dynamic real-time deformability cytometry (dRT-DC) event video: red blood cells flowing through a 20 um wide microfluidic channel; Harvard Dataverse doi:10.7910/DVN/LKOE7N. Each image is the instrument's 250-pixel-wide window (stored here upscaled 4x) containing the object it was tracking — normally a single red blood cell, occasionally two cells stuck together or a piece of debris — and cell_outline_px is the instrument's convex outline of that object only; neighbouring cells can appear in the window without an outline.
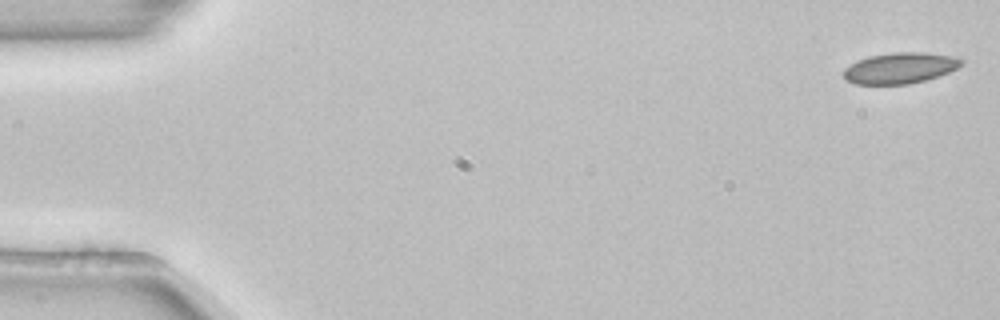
{"species": "common noctule bat (a hibernating species)", "species_latin": "Nyctalus noctula", "temperature_condition": "room temperature", "stored_images_in_passage": 53, "camera_frame_rate_fps": 3000, "um_per_image_px": 0.085, "animal": {"sex": "female", "body_mass_g": 22.7, "forearm_length_mm": 54.2}, "frame": {"image": 1, "passage_image": 1, "time_ms": 0.0, "image_size_px": [1000, 320], "cell_outline_px": [[964, 64], [948, 72], [924, 80], [908, 84], [856, 84], [844, 80], [844, 68], [856, 60], [872, 56], [892, 52], [924, 52], [952, 56], [964, 60]], "centroid_in_image_um": [76.48, 5.78], "position_along_channel_um": 8.5, "area_um2": 21.15}}
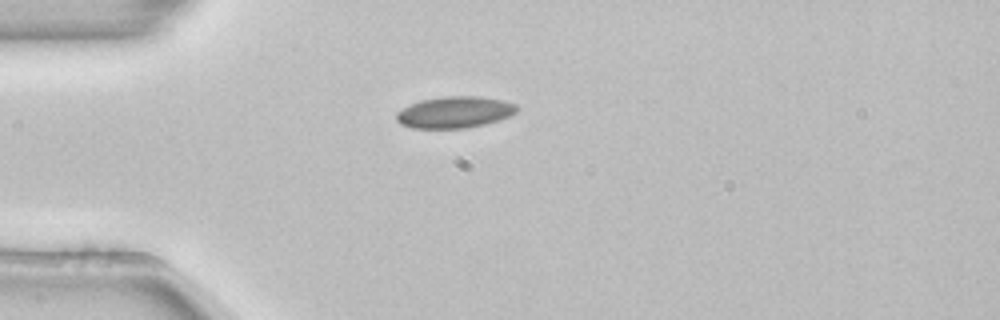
{"frame": {"image": 2, "passage_image": 14, "time_ms": 4.333, "image_size_px": [1000, 320], "cell_outline_px": [[520, 108], [516, 112], [508, 116], [484, 124], [468, 128], [412, 128], [400, 124], [396, 120], [396, 112], [412, 104], [424, 100], [448, 96], [480, 96], [504, 100], [516, 104]], "centroid_in_image_um": [38.67, 9.54], "position_along_channel_um": 46.3, "area_um2": 21.96}}
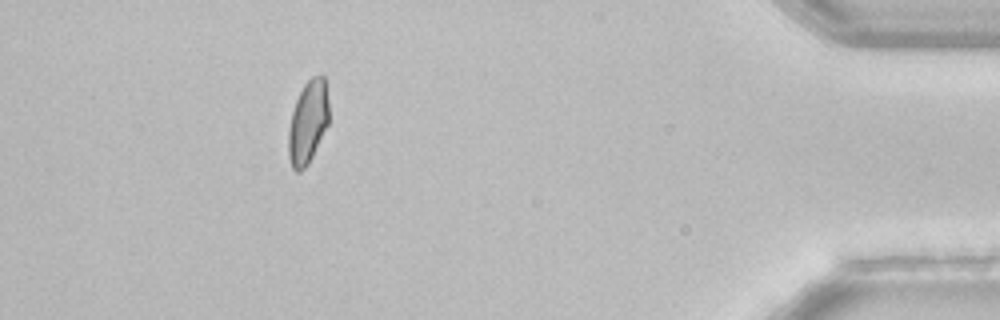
{"frame": {"image": 3, "passage_image": 48, "time_ms": 15.667, "image_size_px": [1000, 320], "cell_outline_px": [[328, 124], [308, 164], [300, 172], [296, 172], [292, 168], [288, 156], [288, 132], [292, 112], [296, 100], [304, 84], [312, 76], [324, 76], [328, 100]], "centroid_in_image_um": [26.16, 10.4], "position_along_channel_um": 409.0, "area_um2": 19.42}, "authors_computed_cell_mechanics": {"area_um2": 21.3282, "velocity_mm_per_s": 3.8595, "shape_relaxation_time_tau1_ms": null, "shape_relaxation_time_tau2_ms": 0.7594, "deformation_change_tau1": null, "deformation_change_tau2": 0.0428}}